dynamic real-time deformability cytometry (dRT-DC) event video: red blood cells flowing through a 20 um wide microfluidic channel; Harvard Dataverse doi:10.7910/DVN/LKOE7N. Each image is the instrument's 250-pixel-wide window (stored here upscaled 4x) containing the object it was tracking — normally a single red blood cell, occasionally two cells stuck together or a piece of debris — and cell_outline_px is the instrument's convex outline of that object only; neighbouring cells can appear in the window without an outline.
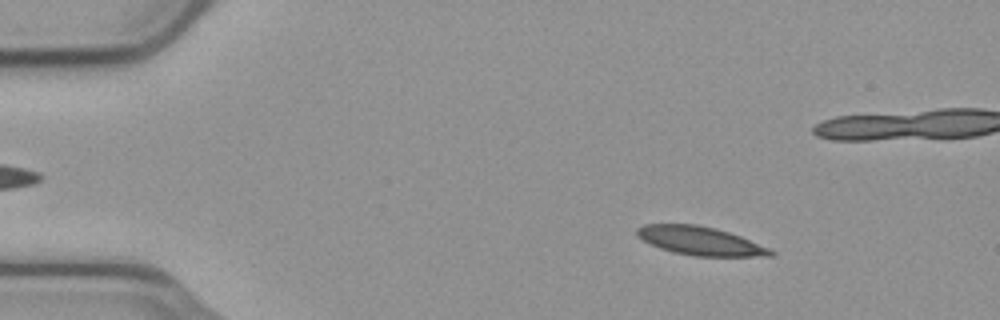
{"species": "common noctule bat (a hibernating species)", "species_latin": "Nyctalus noctula", "temperature_condition": "cold", "stored_images_in_passage": 56, "camera_frame_rate_fps": 3000, "um_per_image_px": 0.085, "animal": {"sex": "male", "body_mass_g": 23.1, "forearm_length_mm": 52.7}, "frame": {"image": 1, "passage_image": 8, "time_ms": 2.333, "image_size_px": [1000, 320], "cell_outline_px": [[776, 252], [772, 256], [692, 256], [672, 252], [660, 248], [636, 236], [636, 228], [644, 224], [696, 224], [728, 232], [740, 236], [768, 248]], "centroid_in_image_um": [59.48, 20.48], "position_along_channel_um": 25.5, "area_um2": 22.02}}
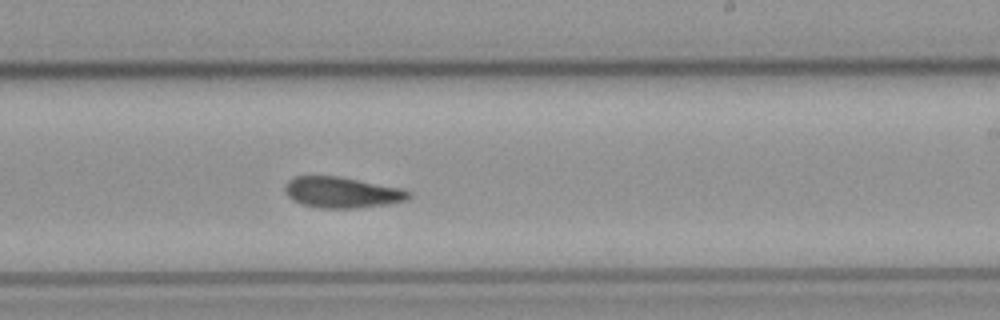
{"frame": {"image": 2, "passage_image": 33, "time_ms": 10.667, "image_size_px": [1000, 320], "cell_outline_px": [[412, 196], [408, 200], [388, 204], [356, 208], [320, 208], [304, 204], [292, 200], [288, 196], [284, 188], [284, 184], [292, 176], [340, 176], [404, 188], [412, 192]], "centroid_in_image_um": [29.11, 16.34], "position_along_channel_um": 259.9, "area_um2": 22.66}}
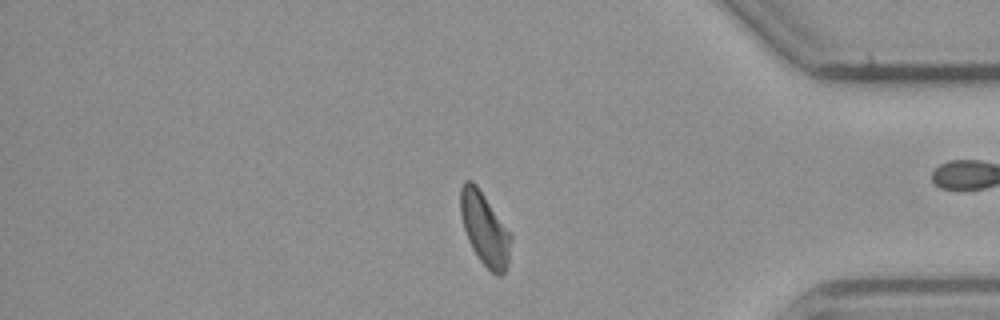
{"frame": {"image": 3, "passage_image": 46, "time_ms": 15.0, "image_size_px": [1000, 320], "cell_outline_px": [[512, 240], [508, 264], [504, 272], [500, 276], [496, 276], [480, 260], [472, 248], [468, 240], [460, 216], [460, 188], [464, 180], [472, 180], [476, 184], [512, 236]], "centroid_in_image_um": [41.18, 19.45], "position_along_channel_um": 394.0, "area_um2": 21.21}, "authors_computed_cell_mechanics": {"area_um2": 22.3108, "velocity_mm_per_s": 3.7129, "shape_relaxation_time_tau1_ms": null, "shape_relaxation_time_tau2_ms": 6.7842, "deformation_change_tau1": null, "deformation_change_tau2": 0.1338}}